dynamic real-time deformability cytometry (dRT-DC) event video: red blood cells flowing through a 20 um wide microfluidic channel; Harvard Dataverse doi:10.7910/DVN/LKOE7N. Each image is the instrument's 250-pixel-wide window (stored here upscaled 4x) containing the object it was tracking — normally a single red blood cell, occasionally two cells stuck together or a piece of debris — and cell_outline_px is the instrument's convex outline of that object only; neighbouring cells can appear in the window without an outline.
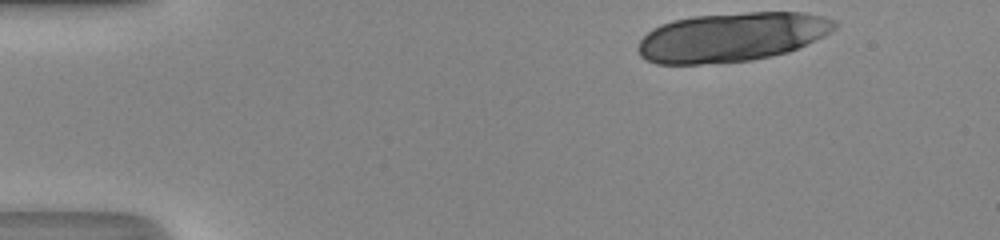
{"species": "human", "species_latin": "Homo sapiens", "temperature_condition": "room temperature", "stored_images_in_passage": 13, "camera_frame_rate_fps": 3000, "um_per_image_px": 0.085, "donor": {"sex": "male"}, "frame": {"image": 1, "passage_image": 1, "time_ms": 0.0, "image_size_px": [1000, 240], "cell_outline_px": [[840, 24], [836, 28], [824, 36], [788, 52], [772, 56], [752, 60], [700, 64], [656, 64], [640, 56], [636, 48], [640, 40], [652, 28], [660, 24], [672, 20], [692, 16], [748, 12], [804, 12], [824, 16], [836, 20]], "centroid_in_image_um": [62.2, 3.14], "position_along_channel_um": 22.8, "area_um2": 56.7}}